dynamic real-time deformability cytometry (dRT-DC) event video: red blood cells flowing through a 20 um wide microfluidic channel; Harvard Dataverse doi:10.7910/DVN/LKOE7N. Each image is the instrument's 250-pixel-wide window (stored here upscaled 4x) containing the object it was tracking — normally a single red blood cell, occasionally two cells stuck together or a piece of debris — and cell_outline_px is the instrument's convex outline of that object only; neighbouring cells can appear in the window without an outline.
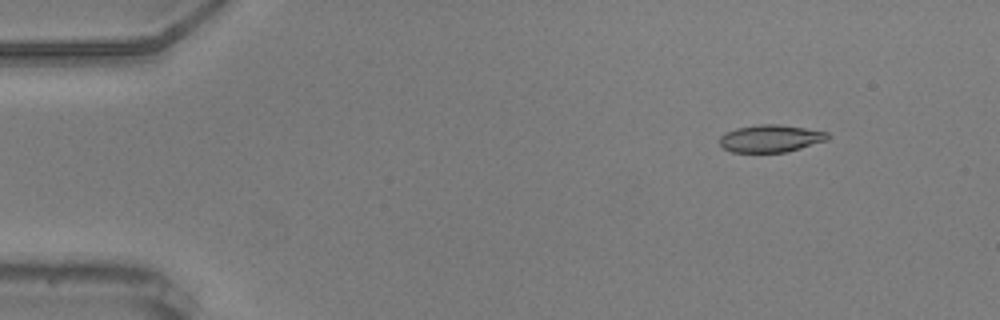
{"species": "common noctule bat (a hibernating species)", "species_latin": "Nyctalus noctula", "temperature_condition": "warm", "stored_images_in_passage": 52, "camera_frame_rate_fps": 3000, "um_per_image_px": 0.085, "animal": {"sex": "male", "body_mass_g": 20.5, "forearm_length_mm": 52.5}, "frame": {"image": 1, "passage_image": 3, "time_ms": 0.667, "image_size_px": [1000, 320], "cell_outline_px": [[828, 140], [788, 152], [732, 152], [724, 148], [720, 144], [720, 136], [724, 132], [736, 128], [760, 124], [776, 124], [804, 128], [828, 132]], "centroid_in_image_um": [65.49, 11.77], "position_along_channel_um": 19.5, "area_um2": 17.22}}
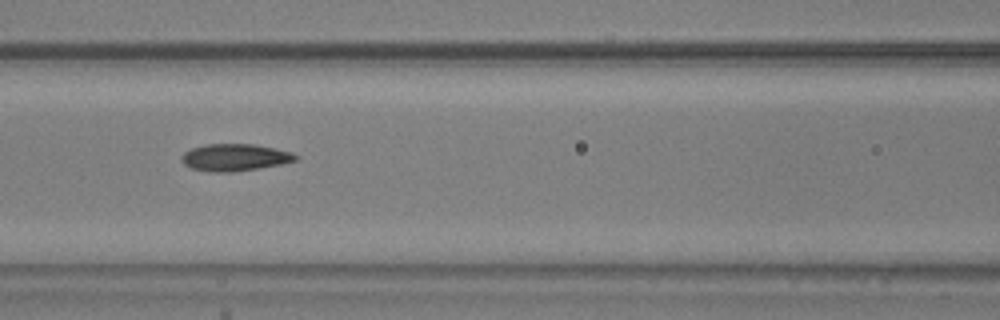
{"frame": {"image": 2, "passage_image": 21, "time_ms": 6.667, "image_size_px": [1000, 320], "cell_outline_px": [[300, 156], [296, 160], [280, 164], [232, 172], [212, 172], [192, 168], [184, 164], [180, 160], [184, 152], [192, 148], [208, 144], [256, 144], [292, 152]], "centroid_in_image_um": [19.96, 13.37], "position_along_channel_um": 146.6, "area_um2": 17.86}}
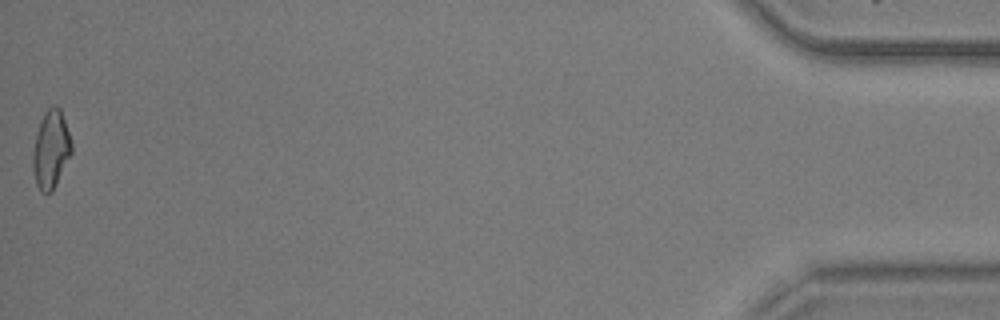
{"frame": {"image": 3, "passage_image": 52, "time_ms": 17.0, "image_size_px": [1000, 320], "cell_outline_px": [[72, 152], [52, 192], [40, 192], [36, 184], [32, 172], [32, 152], [36, 132], [40, 120], [44, 112], [52, 104], [56, 104], [60, 108], [72, 144]], "centroid_in_image_um": [4.3, 12.69], "position_along_channel_um": 430.9, "area_um2": 17.74}, "authors_computed_cell_mechanics": {"area_um2": 17.6579, "velocity_mm_per_s": 3.67, "shape_relaxation_time_tau1_ms": null, "shape_relaxation_time_tau2_ms": 2.0922, "deformation_change_tau1": null, "deformation_change_tau2": 0.0738}}